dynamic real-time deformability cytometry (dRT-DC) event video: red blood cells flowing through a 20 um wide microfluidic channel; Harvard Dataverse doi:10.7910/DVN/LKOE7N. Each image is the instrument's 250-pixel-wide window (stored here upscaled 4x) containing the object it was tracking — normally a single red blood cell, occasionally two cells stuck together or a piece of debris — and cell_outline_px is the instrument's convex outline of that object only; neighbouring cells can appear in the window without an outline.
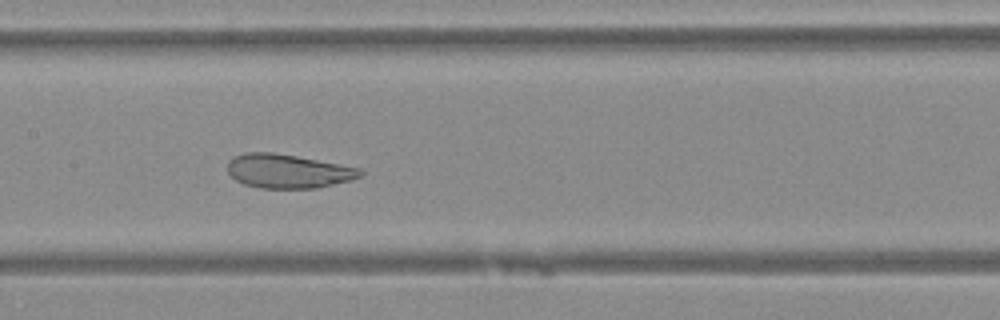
{"species": "Egyptian fruit bat (a non-hibernating species)", "species_latin": "Rousettus aegyptiacus", "temperature_condition": "warm", "stored_images_in_passage": 35, "camera_frame_rate_fps": 3000, "um_per_image_px": 0.085, "animal": {"sex": "female"}, "frame": {"image": 1, "passage_image": 10, "time_ms": 3.0, "image_size_px": [1000, 320], "cell_outline_px": [[364, 172], [360, 176], [352, 180], [316, 188], [260, 188], [244, 184], [236, 180], [228, 172], [228, 160], [244, 152], [272, 152], [296, 156], [360, 168]], "centroid_in_image_um": [24.47, 14.55], "position_along_channel_um": 182.9, "area_um2": 26.13}}
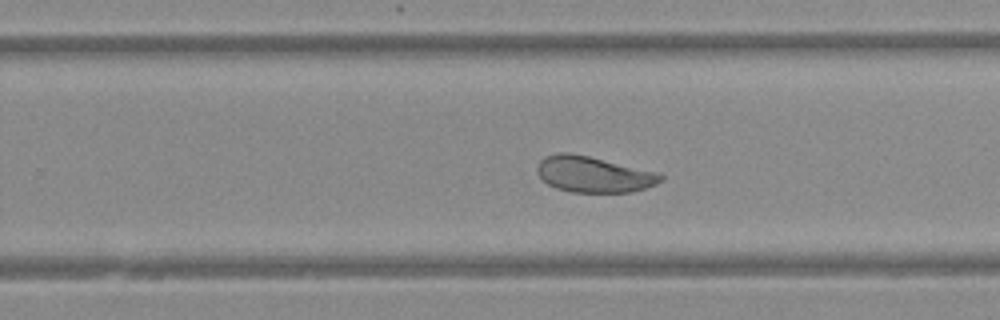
{"frame": {"image": 2, "passage_image": 17, "time_ms": 5.333, "image_size_px": [1000, 320], "cell_outline_px": [[664, 180], [656, 184], [632, 192], [572, 192], [556, 188], [548, 184], [536, 172], [536, 168], [540, 160], [544, 156], [556, 152], [568, 152], [588, 156], [652, 172], [664, 176]], "centroid_in_image_um": [50.38, 14.82], "position_along_channel_um": 279.4, "area_um2": 25.49}}
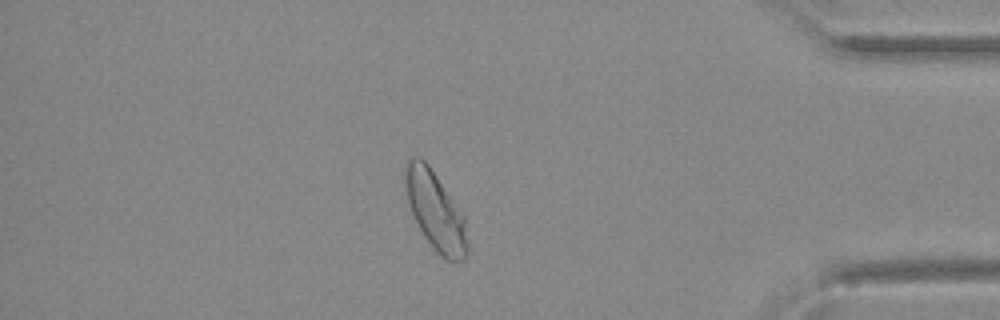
{"frame": {"image": 3, "passage_image": 28, "time_ms": 9.0, "image_size_px": [1000, 320], "cell_outline_px": [[468, 252], [464, 260], [448, 260], [440, 256], [432, 248], [424, 236], [408, 204], [404, 184], [404, 164], [412, 156], [420, 156], [428, 164], [464, 216], [468, 244]], "centroid_in_image_um": [36.99, 17.91], "position_along_channel_um": 398.2, "area_um2": 28.38}}